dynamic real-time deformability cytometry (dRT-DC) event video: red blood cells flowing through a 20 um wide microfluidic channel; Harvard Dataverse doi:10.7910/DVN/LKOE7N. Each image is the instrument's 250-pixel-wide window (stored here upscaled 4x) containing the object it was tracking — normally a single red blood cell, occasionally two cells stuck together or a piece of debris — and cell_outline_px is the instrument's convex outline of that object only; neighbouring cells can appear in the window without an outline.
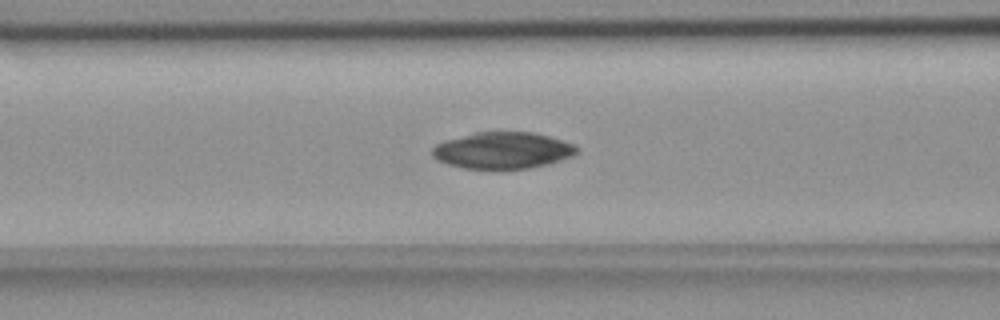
{"species": "common noctule bat (a hibernating species)", "species_latin": "Nyctalus noctula", "temperature_condition": "room temperature", "stored_images_in_passage": 54, "camera_frame_rate_fps": 3000, "um_per_image_px": 0.085, "animal": {"sex": "female", "body_mass_g": 18.4}, "frame": {"image": 1, "passage_image": 21, "time_ms": 6.667, "image_size_px": [1000, 320], "cell_outline_px": [[580, 152], [572, 156], [548, 164], [528, 168], [500, 172], [496, 172], [464, 168], [448, 164], [436, 160], [432, 156], [432, 148], [436, 144], [444, 140], [476, 132], [532, 132], [548, 136], [572, 144]], "centroid_in_image_um": [42.68, 12.83], "position_along_channel_um": 123.9, "area_um2": 31.5}}
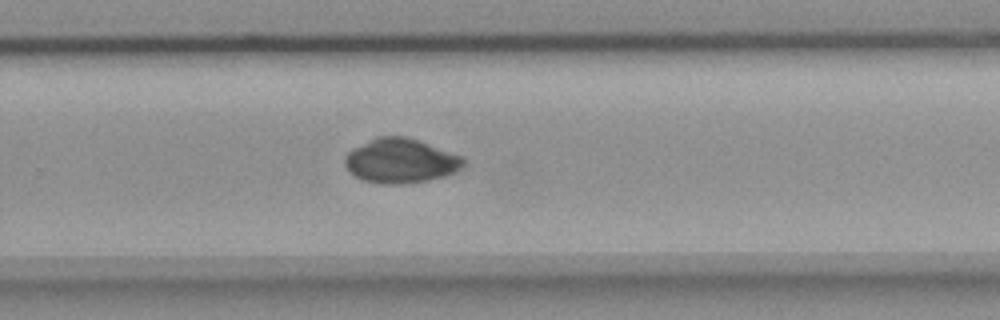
{"frame": {"image": 2, "passage_image": 35, "time_ms": 11.333, "image_size_px": [1000, 320], "cell_outline_px": [[464, 168], [456, 172], [444, 176], [428, 180], [400, 184], [380, 184], [364, 180], [356, 176], [344, 164], [344, 156], [352, 148], [376, 136], [404, 136], [416, 140], [460, 156], [464, 160]], "centroid_in_image_um": [34.02, 13.67], "position_along_channel_um": 295.8, "area_um2": 30.46}}
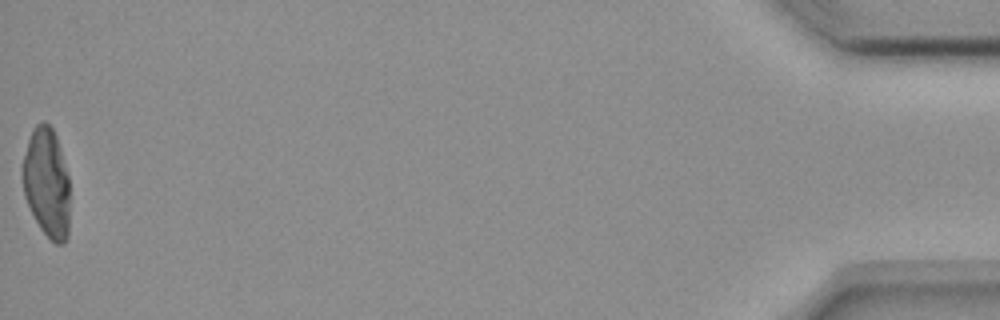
{"frame": {"image": 3, "passage_image": 54, "time_ms": 17.667, "image_size_px": [1000, 320], "cell_outline_px": [[68, 236], [64, 244], [56, 244], [40, 228], [24, 196], [20, 176], [20, 168], [28, 140], [32, 128], [36, 124], [44, 120], [52, 128], [56, 136], [60, 148], [68, 176]], "centroid_in_image_um": [3.93, 15.5], "position_along_channel_um": 431.3, "area_um2": 30.29}}